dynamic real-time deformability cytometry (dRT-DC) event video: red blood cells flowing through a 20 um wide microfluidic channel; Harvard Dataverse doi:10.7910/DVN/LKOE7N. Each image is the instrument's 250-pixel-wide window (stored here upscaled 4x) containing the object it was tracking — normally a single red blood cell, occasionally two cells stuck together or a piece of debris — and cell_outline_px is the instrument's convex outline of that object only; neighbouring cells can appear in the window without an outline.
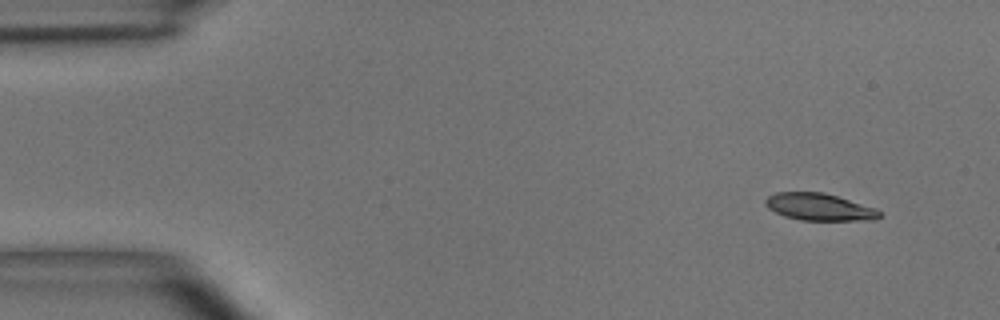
{"species": "common noctule bat (a hibernating species)", "species_latin": "Nyctalus noctula", "temperature_condition": "room temperature", "stored_images_in_passage": 5, "camera_frame_rate_fps": 3000, "um_per_image_px": 0.085, "animal": {"sex": "male", "body_mass_g": 15.6}, "frame": {"image": 1, "passage_image": 1, "time_ms": 0.0, "image_size_px": [1000, 320], "cell_outline_px": [[880, 216], [872, 220], [800, 220], [784, 216], [768, 208], [764, 204], [764, 200], [768, 196], [776, 192], [824, 192], [876, 208], [880, 212]], "centroid_in_image_um": [69.6, 17.58], "position_along_channel_um": 15.4, "area_um2": 17.98}}
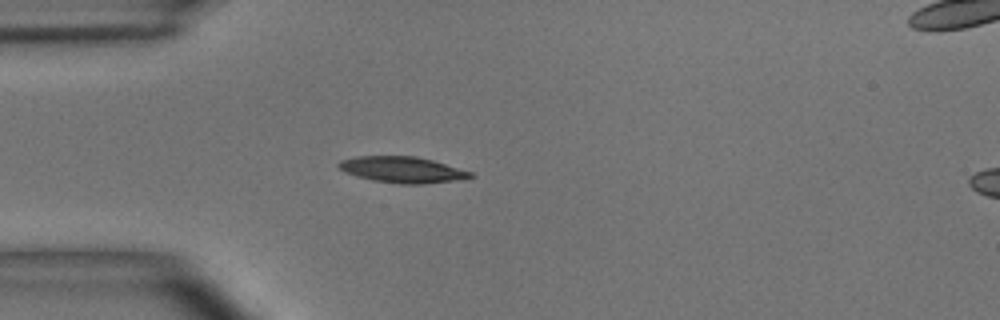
{"frame": {"image": 2, "passage_image": 4, "time_ms": 3.333, "image_size_px": [1000, 320], "cell_outline_px": [[476, 176], [452, 180], [424, 184], [400, 184], [372, 180], [356, 176], [344, 172], [336, 164], [340, 160], [356, 156], [416, 156], [432, 160], [472, 172]], "centroid_in_image_um": [34.15, 14.42], "position_along_channel_um": 50.9, "area_um2": 19.94}}